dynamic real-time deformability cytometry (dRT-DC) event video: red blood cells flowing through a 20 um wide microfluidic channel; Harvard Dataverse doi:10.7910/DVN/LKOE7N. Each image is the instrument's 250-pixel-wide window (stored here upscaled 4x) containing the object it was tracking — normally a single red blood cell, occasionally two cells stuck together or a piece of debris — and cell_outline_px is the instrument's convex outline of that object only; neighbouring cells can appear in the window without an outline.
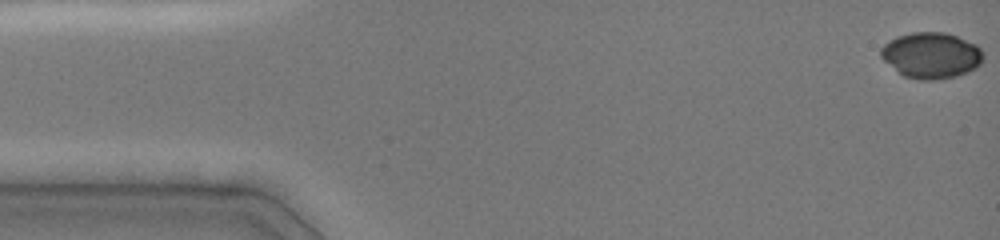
{"species": "common noctule bat (a hibernating species)", "species_latin": "Nyctalus noctula", "temperature_condition": "cold", "stored_images_in_passage": 40, "camera_frame_rate_fps": 3000, "um_per_image_px": 0.085, "animal": {"sex": "female", "body_mass_g": 19.0, "forearm_length_mm": 51.5}, "frame": {"image": 1, "passage_image": 1, "time_ms": 0.0, "image_size_px": [1000, 240], "cell_outline_px": [[984, 56], [980, 64], [976, 68], [968, 72], [956, 76], [932, 80], [920, 80], [904, 76], [884, 60], [880, 56], [880, 48], [884, 44], [896, 36], [912, 32], [944, 32], [956, 36], [976, 44], [984, 52]], "centroid_in_image_um": [79.16, 4.7], "position_along_channel_um": 5.8, "area_um2": 27.46}}
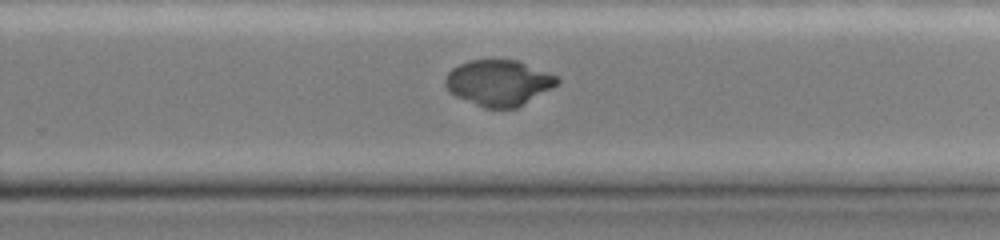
{"frame": {"image": 2, "passage_image": 29, "time_ms": 10.0, "image_size_px": [1000, 240], "cell_outline_px": [[560, 80], [552, 88], [516, 108], [484, 108], [456, 96], [448, 92], [444, 84], [444, 80], [448, 72], [452, 68], [468, 60], [492, 56], [516, 60], [556, 76]], "centroid_in_image_um": [42.32, 7.0], "position_along_channel_um": 287.5, "area_um2": 30.29}}
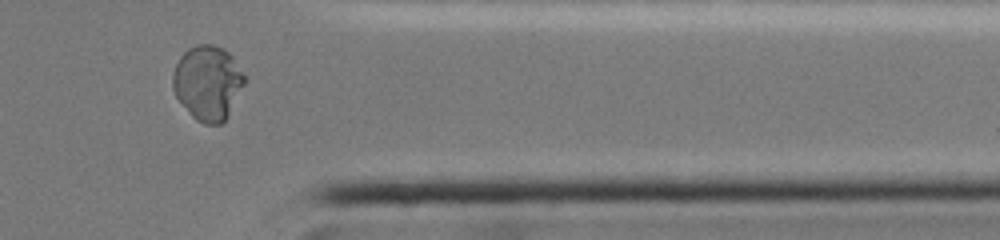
{"frame": {"image": 3, "passage_image": 36, "time_ms": 12.667, "image_size_px": [1000, 240], "cell_outline_px": [[244, 84], [228, 116], [220, 124], [204, 124], [196, 120], [192, 116], [176, 96], [172, 88], [172, 72], [180, 56], [188, 48], [196, 44], [212, 44], [224, 48], [232, 56], [244, 76]], "centroid_in_image_um": [17.63, 7.02], "position_along_channel_um": 393.8, "area_um2": 31.04}}